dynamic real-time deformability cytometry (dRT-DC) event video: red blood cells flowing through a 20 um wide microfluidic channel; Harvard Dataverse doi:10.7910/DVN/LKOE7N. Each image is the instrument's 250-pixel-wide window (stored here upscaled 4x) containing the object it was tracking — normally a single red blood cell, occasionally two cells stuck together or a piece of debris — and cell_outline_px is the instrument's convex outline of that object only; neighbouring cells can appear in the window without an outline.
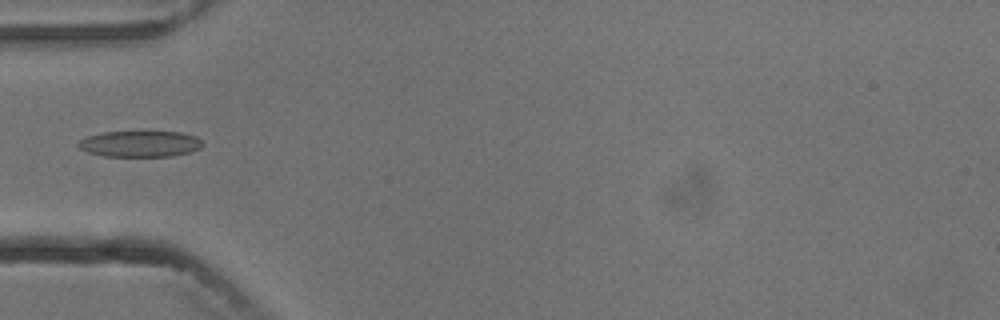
{"species": "common noctule bat (a hibernating species)", "species_latin": "Nyctalus noctula", "temperature_condition": "cold", "stored_images_in_passage": 3, "camera_frame_rate_fps": 3000, "um_per_image_px": 0.085, "animal": {"sex": "male", "body_mass_g": 13.3}, "frame": {"image": 1, "passage_image": 2, "time_ms": 1.333, "image_size_px": [1000, 320], "cell_outline_px": [[204, 144], [200, 148], [188, 152], [172, 156], [104, 156], [88, 152], [80, 148], [76, 144], [80, 140], [88, 136], [104, 132], [180, 132], [196, 136]], "centroid_in_image_um": [11.9, 12.23], "position_along_channel_um": 73.1, "area_um2": 18.73}}
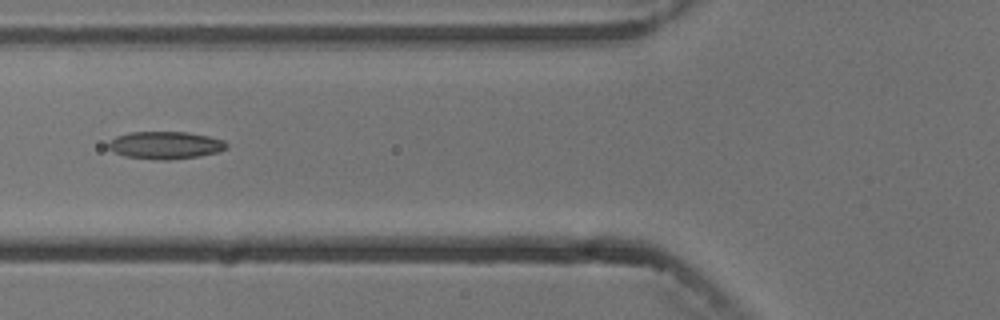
{"frame": {"image": 2, "passage_image": 3, "time_ms": 2.333, "image_size_px": [1000, 320], "cell_outline_px": [[228, 148], [216, 152], [200, 156], [168, 160], [160, 160], [124, 156], [108, 148], [108, 144], [116, 136], [132, 132], [188, 132], [208, 136], [224, 140], [228, 144]], "centroid_in_image_um": [14.09, 12.34], "position_along_channel_um": 111.7, "area_um2": 18.84}}